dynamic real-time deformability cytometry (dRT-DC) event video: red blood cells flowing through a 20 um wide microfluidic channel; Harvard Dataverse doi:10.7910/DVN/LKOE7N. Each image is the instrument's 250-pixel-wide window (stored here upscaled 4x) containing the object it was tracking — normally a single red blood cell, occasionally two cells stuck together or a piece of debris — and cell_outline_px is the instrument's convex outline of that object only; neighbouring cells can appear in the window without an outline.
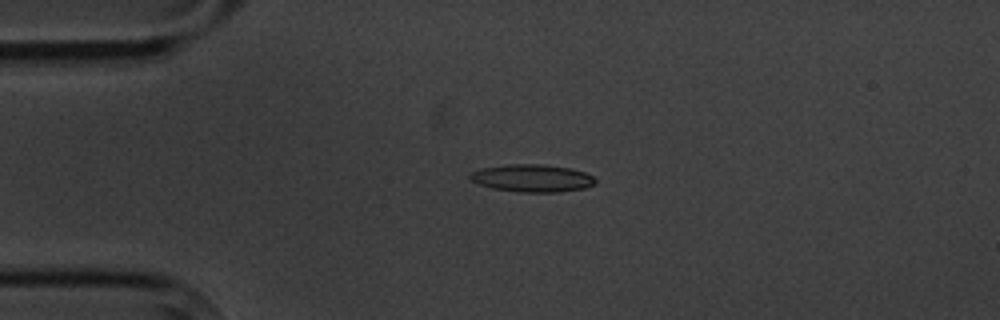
{"species": "common noctule bat (a hibernating species)", "species_latin": "Nyctalus noctula", "temperature_condition": "cold", "stored_images_in_passage": 5, "camera_frame_rate_fps": 3000, "um_per_image_px": 0.085, "animal": {"sex": "male", "body_mass_g": 20.1, "forearm_length_mm": 53.5}, "frame": {"image": 1, "passage_image": 3, "time_ms": 2.0, "image_size_px": [1000, 320], "cell_outline_px": [[596, 184], [584, 188], [556, 192], [520, 192], [492, 188], [480, 184], [472, 180], [468, 176], [472, 172], [480, 168], [508, 164], [544, 164], [572, 168], [584, 172], [592, 176], [596, 180]], "centroid_in_image_um": [45.25, 15.13], "position_along_channel_um": 39.8, "area_um2": 20.11}}
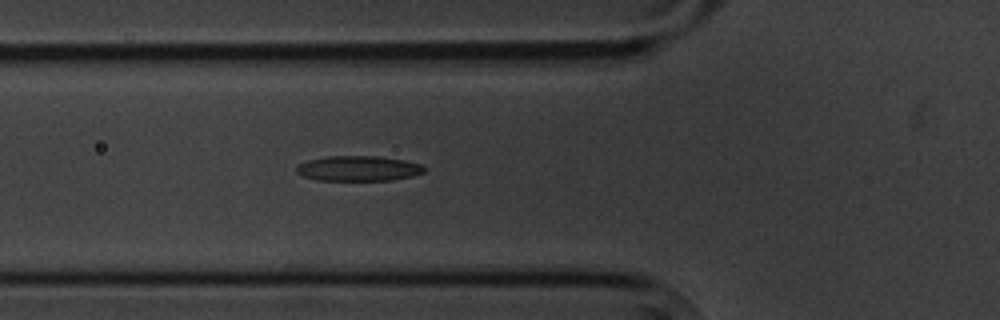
{"frame": {"image": 2, "passage_image": 5, "time_ms": 4.333, "image_size_px": [1000, 320], "cell_outline_px": [[424, 172], [412, 176], [392, 180], [316, 180], [304, 176], [296, 172], [296, 168], [300, 164], [308, 160], [328, 156], [376, 156], [404, 160], [420, 164], [424, 168]], "centroid_in_image_um": [30.45, 14.32], "position_along_channel_um": 95.3, "area_um2": 18.55}}